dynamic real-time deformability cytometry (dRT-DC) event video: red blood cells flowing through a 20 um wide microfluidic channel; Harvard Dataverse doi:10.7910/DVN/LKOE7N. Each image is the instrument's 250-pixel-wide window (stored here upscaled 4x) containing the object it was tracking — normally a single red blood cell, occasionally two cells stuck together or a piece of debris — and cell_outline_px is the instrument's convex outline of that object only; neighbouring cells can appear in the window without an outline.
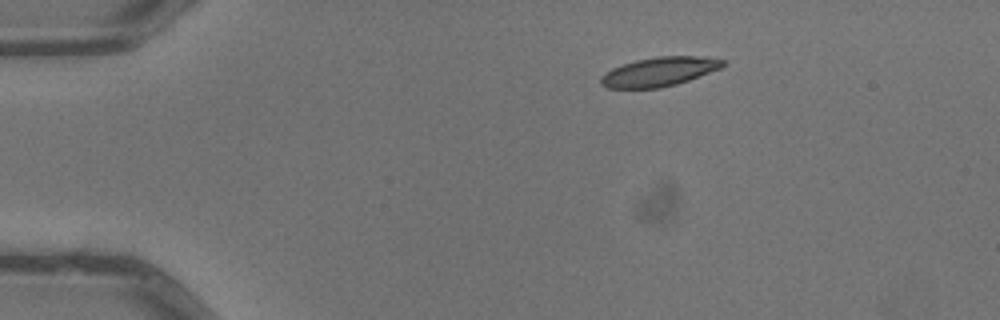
{"species": "common noctule bat (a hibernating species)", "species_latin": "Nyctalus noctula", "temperature_condition": "warm", "stored_images_in_passage": 3, "camera_frame_rate_fps": 3000, "um_per_image_px": 0.085, "animal": {"sex": "male", "body_mass_g": 13.3}, "frame": {"image": 1, "passage_image": 1, "time_ms": 0.0, "image_size_px": [1000, 320], "cell_outline_px": [[728, 64], [720, 68], [688, 80], [676, 84], [660, 88], [608, 88], [600, 84], [600, 80], [612, 68], [636, 60], [656, 56], [704, 56], [724, 60]], "centroid_in_image_um": [56.08, 6.08], "position_along_channel_um": 28.9, "area_um2": 20.52}}